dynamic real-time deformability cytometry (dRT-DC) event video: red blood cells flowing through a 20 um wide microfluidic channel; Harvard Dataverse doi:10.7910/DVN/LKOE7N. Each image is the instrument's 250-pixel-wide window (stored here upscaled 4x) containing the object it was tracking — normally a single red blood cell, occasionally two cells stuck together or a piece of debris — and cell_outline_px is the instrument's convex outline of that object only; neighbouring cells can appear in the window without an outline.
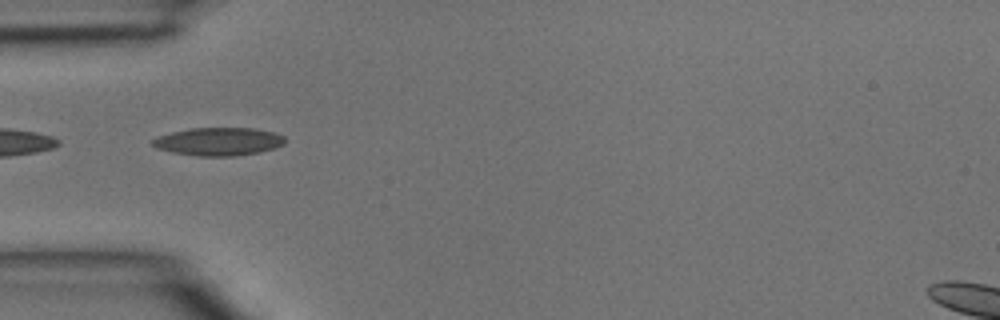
{"species": "common noctule bat (a hibernating species)", "species_latin": "Nyctalus noctula", "temperature_condition": "room temperature", "stored_images_in_passage": 3, "camera_frame_rate_fps": 3000, "um_per_image_px": 0.085, "animal": {"sex": "male", "body_mass_g": 15.6}, "frame": {"image": 1, "passage_image": 3, "time_ms": 0.667, "image_size_px": [1000, 320], "cell_outline_px": [[284, 144], [276, 148], [260, 152], [236, 156], [196, 156], [172, 152], [156, 148], [152, 144], [152, 140], [156, 136], [188, 128], [252, 128], [272, 132], [284, 136]], "centroid_in_image_um": [18.56, 12.03], "position_along_channel_um": 66.4, "area_um2": 21.73}}